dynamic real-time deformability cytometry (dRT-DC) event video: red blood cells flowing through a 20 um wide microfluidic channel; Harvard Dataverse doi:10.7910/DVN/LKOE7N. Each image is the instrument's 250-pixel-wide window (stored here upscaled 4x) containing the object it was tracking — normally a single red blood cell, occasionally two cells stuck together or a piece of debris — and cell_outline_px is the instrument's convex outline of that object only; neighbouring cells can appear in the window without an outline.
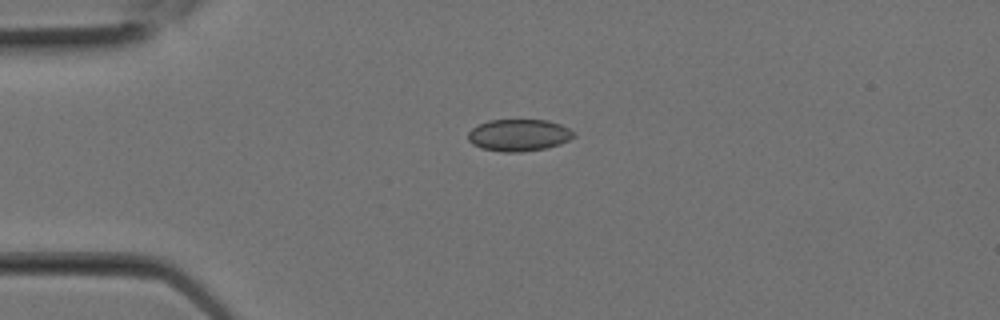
{"species": "Egyptian fruit bat (a non-hibernating species)", "species_latin": "Rousettus aegyptiacus", "temperature_condition": "room temperature", "stored_images_in_passage": 3, "camera_frame_rate_fps": 3000, "um_per_image_px": 0.085, "animal": {"sex": "female"}, "frame": {"image": 1, "passage_image": 2, "time_ms": 0.333, "image_size_px": [1000, 320], "cell_outline_px": [[576, 136], [560, 144], [544, 148], [520, 152], [504, 152], [480, 148], [472, 144], [468, 140], [468, 132], [472, 128], [488, 120], [548, 120], [560, 124], [576, 132]], "centroid_in_image_um": [44.1, 11.48], "position_along_channel_um": 40.9, "area_um2": 19.71}}